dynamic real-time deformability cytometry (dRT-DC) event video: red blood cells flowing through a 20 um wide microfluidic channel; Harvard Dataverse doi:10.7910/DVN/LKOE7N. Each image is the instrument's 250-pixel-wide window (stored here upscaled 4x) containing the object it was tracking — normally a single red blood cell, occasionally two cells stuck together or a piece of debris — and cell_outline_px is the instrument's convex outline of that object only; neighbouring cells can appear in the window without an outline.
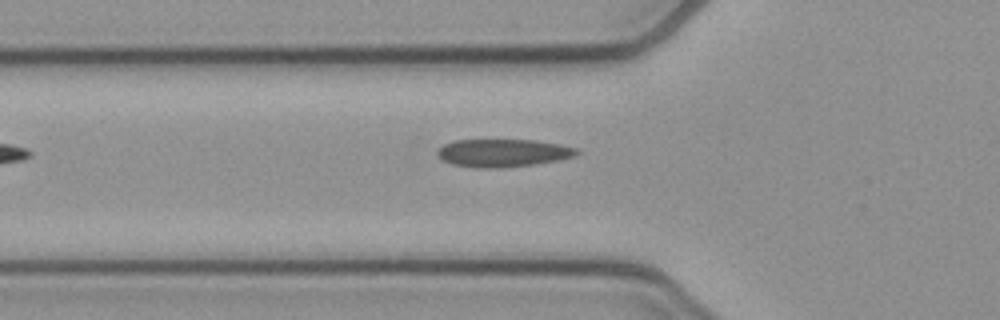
{"species": "common noctule bat (a hibernating species)", "species_latin": "Nyctalus noctula", "temperature_condition": "cold", "stored_images_in_passage": 22, "camera_frame_rate_fps": 3000, "um_per_image_px": 0.085, "animal": {"sex": "female", "body_mass_g": 21.9}, "frame": {"image": 1, "passage_image": 2, "time_ms": 0.333, "image_size_px": [1000, 320], "cell_outline_px": [[580, 152], [576, 156], [560, 160], [536, 164], [504, 168], [476, 168], [452, 164], [440, 160], [436, 152], [444, 144], [456, 140], [536, 140], [560, 144], [576, 148]], "centroid_in_image_um": [42.77, 13.01], "position_along_channel_um": 83.0, "area_um2": 22.89}}
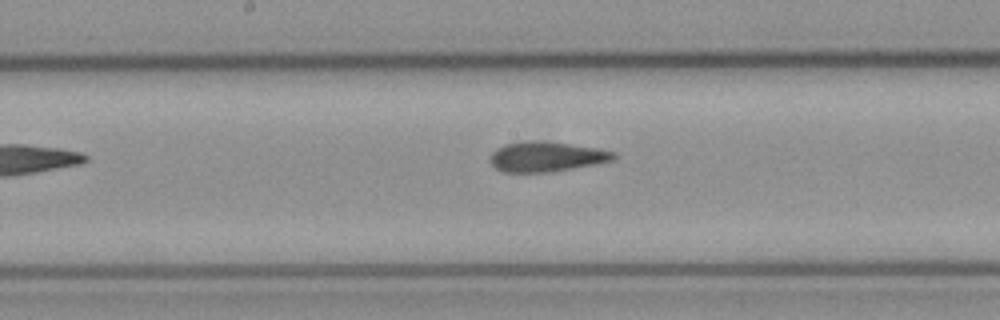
{"frame": {"image": 2, "passage_image": 11, "time_ms": 3.333, "image_size_px": [1000, 320], "cell_outline_px": [[620, 156], [616, 160], [596, 164], [552, 172], [504, 172], [496, 168], [488, 160], [488, 156], [496, 148], [504, 144], [532, 140], [536, 140], [600, 148], [616, 152]], "centroid_in_image_um": [46.48, 13.32], "position_along_channel_um": 201.7, "area_um2": 21.96}}
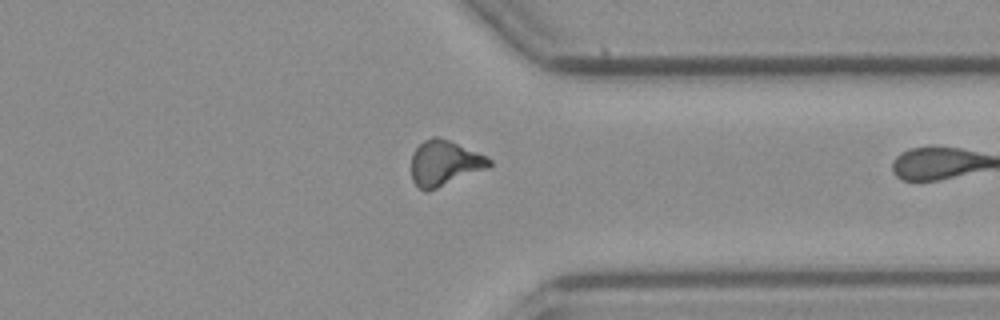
{"frame": {"image": 3, "passage_image": 21, "time_ms": 6.667, "image_size_px": [1000, 320], "cell_outline_px": [[492, 164], [488, 168], [428, 192], [424, 192], [412, 180], [412, 152], [424, 140], [432, 136], [436, 136], [448, 140], [476, 152], [492, 160]], "centroid_in_image_um": [37.76, 13.88], "position_along_channel_um": 373.6, "area_um2": 20.4}}